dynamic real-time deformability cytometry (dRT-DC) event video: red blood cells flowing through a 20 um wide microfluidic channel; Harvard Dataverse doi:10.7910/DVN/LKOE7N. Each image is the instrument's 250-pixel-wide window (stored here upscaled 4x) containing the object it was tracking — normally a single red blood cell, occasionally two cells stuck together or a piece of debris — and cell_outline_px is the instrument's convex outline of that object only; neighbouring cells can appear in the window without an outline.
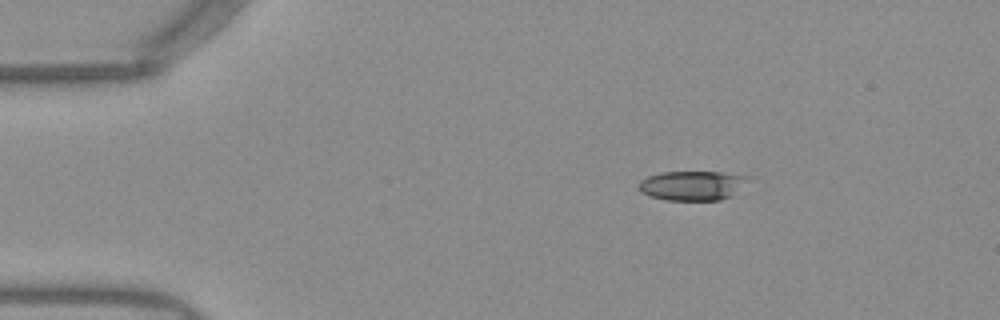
{"species": "Egyptian fruit bat (a non-hibernating species)", "species_latin": "Rousettus aegyptiacus", "temperature_condition": "warm", "stored_images_in_passage": 44, "camera_frame_rate_fps": 3000, "um_per_image_px": 0.085, "frame": {"image": 1, "passage_image": 1, "time_ms": 0.0, "image_size_px": [1000, 320], "cell_outline_px": [[748, 176], [732, 196], [720, 200], [668, 200], [648, 196], [640, 192], [640, 180], [648, 176], [660, 172], [724, 172]], "centroid_in_image_um": [58.78, 15.77], "position_along_channel_um": 26.2, "area_um2": 18.55}}
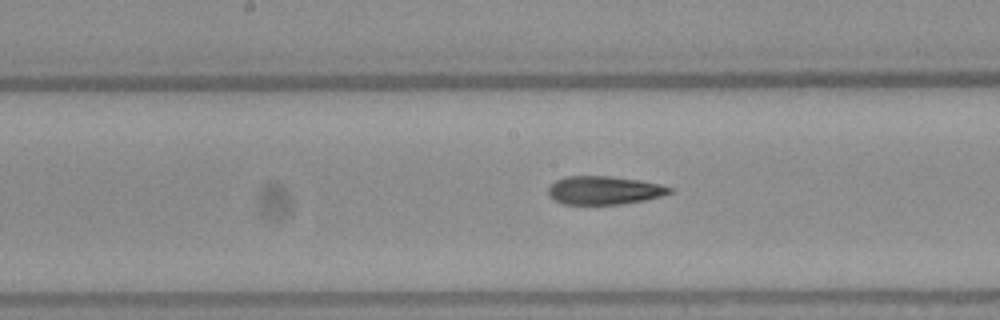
{"frame": {"image": 2, "passage_image": 19, "time_ms": 6.0, "image_size_px": [1000, 320], "cell_outline_px": [[676, 192], [644, 200], [620, 204], [564, 204], [548, 196], [548, 188], [556, 180], [564, 176], [608, 176], [640, 180], [660, 184], [672, 188]], "centroid_in_image_um": [51.36, 16.17], "position_along_channel_um": 196.8, "area_um2": 20.06}}
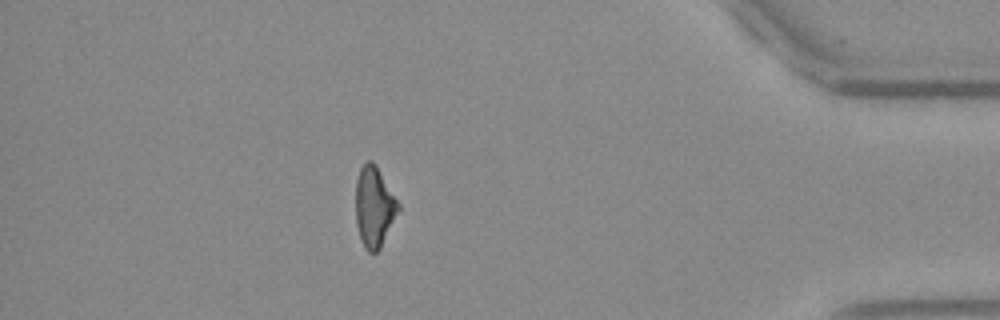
{"frame": {"image": 3, "passage_image": 38, "time_ms": 12.333, "image_size_px": [1000, 320], "cell_outline_px": [[400, 208], [380, 248], [376, 252], [368, 252], [364, 248], [360, 240], [356, 224], [356, 180], [360, 168], [368, 160], [372, 160], [376, 164], [400, 204]], "centroid_in_image_um": [31.8, 17.57], "position_along_channel_um": 403.4, "area_um2": 20.0}, "authors_computed_cell_mechanics": {"area_um2": 20.1144, "velocity_mm_per_s": 3.9521, "shape_relaxation_time_tau1_ms": null, "shape_relaxation_time_tau2_ms": 4.7767, "deformation_change_tau1": null, "deformation_change_tau2": 0.1739}}